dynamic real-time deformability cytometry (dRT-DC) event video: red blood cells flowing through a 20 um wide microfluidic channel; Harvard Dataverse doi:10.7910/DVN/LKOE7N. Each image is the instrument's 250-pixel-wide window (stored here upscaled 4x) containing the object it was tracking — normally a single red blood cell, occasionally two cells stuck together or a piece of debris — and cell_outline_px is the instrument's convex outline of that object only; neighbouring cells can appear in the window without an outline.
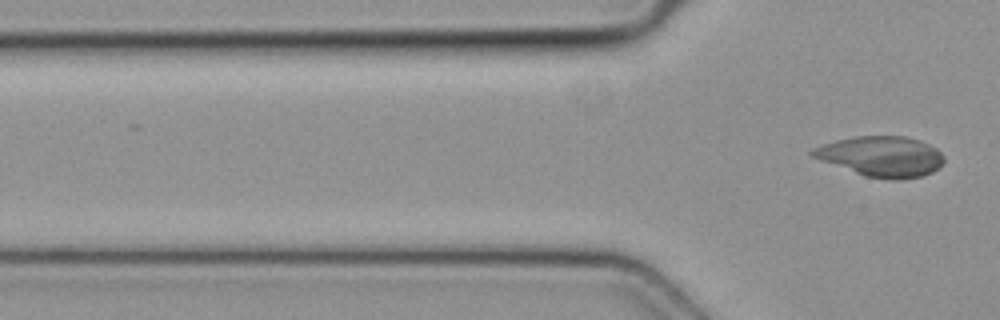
{"species": "common noctule bat (a hibernating species)", "species_latin": "Nyctalus noctula", "temperature_condition": "cold", "stored_images_in_passage": 7, "segment_of_instrument_passage": [2, 2], "camera_frame_rate_fps": 3000, "um_per_image_px": 0.085, "animal": {"sex": "female", "body_mass_g": 19.3, "forearm_length_mm": 54.1}, "frame": {"image": 1, "passage_image": 7, "time_ms": 2.0, "image_size_px": [1000, 320], "cell_outline_px": [[944, 160], [940, 168], [924, 176], [900, 180], [892, 180], [864, 176], [820, 160], [812, 156], [808, 152], [812, 148], [836, 140], [856, 136], [904, 136], [920, 140], [936, 148], [944, 156]], "centroid_in_image_um": [74.93, 13.3], "position_along_channel_um": 50.9, "area_um2": 31.1}}